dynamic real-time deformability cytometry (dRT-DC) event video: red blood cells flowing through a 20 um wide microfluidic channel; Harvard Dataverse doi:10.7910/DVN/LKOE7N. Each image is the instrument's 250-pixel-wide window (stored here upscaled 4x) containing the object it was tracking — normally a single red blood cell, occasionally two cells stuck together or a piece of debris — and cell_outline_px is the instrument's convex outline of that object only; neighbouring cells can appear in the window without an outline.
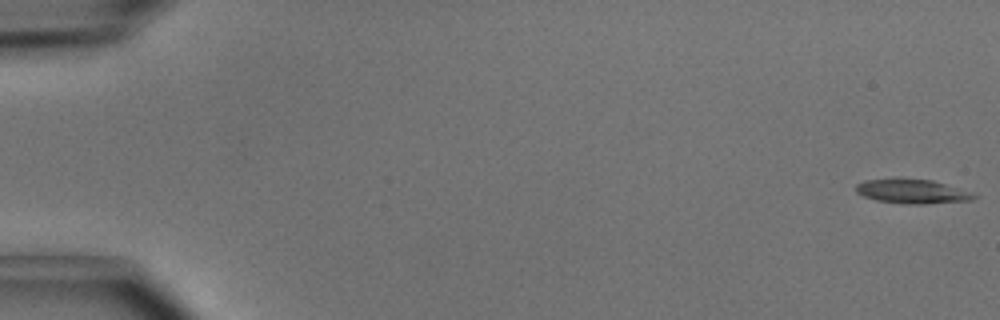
{"species": "common noctule bat (a hibernating species)", "species_latin": "Nyctalus noctula", "temperature_condition": "cold", "stored_images_in_passage": 50, "camera_frame_rate_fps": 3000, "um_per_image_px": 0.085, "animal": {"sex": "male", "body_mass_g": 15.6}, "frame": {"image": 1, "passage_image": 1, "time_ms": 0.0, "image_size_px": [1000, 320], "cell_outline_px": [[980, 196], [972, 200], [924, 204], [908, 204], [876, 200], [864, 196], [856, 192], [856, 184], [864, 180], [900, 176], [932, 180], [976, 192]], "centroid_in_image_um": [77.58, 16.23], "position_along_channel_um": 7.4, "area_um2": 17.46}}
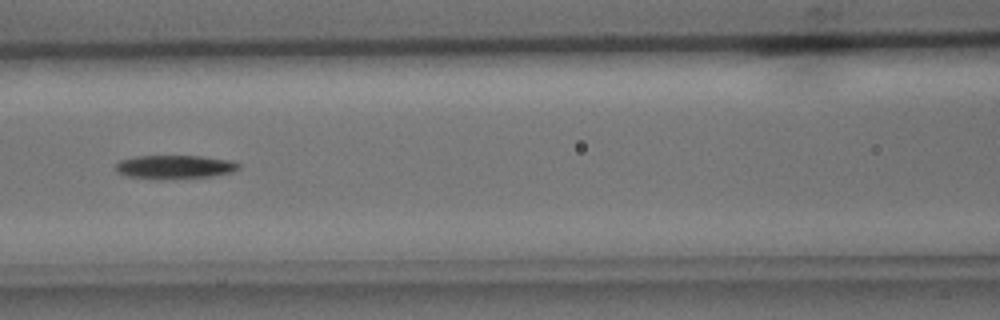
{"frame": {"image": 2, "passage_image": 23, "time_ms": 7.333, "image_size_px": [1000, 320], "cell_outline_px": [[240, 168], [232, 172], [208, 176], [160, 180], [128, 176], [116, 172], [116, 164], [120, 160], [136, 156], [200, 156], [232, 160], [240, 164]], "centroid_in_image_um": [14.84, 14.19], "position_along_channel_um": 151.8, "area_um2": 16.99}}
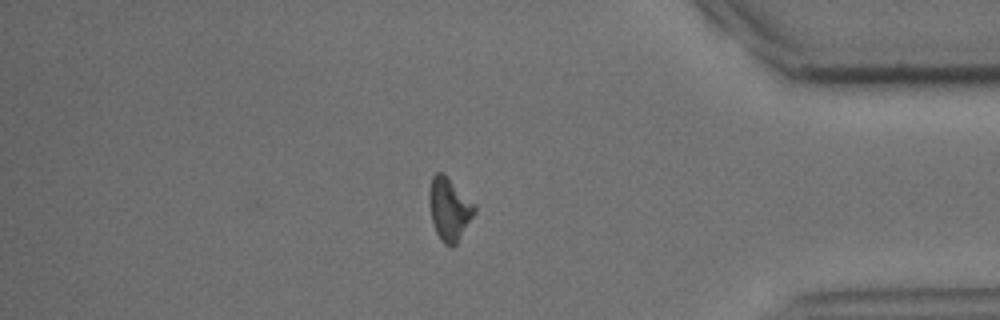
{"frame": {"image": 3, "passage_image": 43, "time_ms": 14.0, "image_size_px": [1000, 320], "cell_outline_px": [[476, 212], [456, 244], [452, 248], [448, 248], [440, 240], [436, 232], [432, 220], [428, 204], [428, 192], [432, 176], [436, 172], [440, 172], [476, 204]], "centroid_in_image_um": [38.18, 17.81], "position_along_channel_um": 397.0, "area_um2": 16.59}, "authors_computed_cell_mechanics": {"area_um2": 16.7042, "velocity_mm_per_s": 4.0576, "shape_relaxation_time_tau1_ms": 3.7871, "shape_relaxation_time_tau2_ms": null, "deformation_change_tau1": 0.1476, "deformation_change_tau2": null}}